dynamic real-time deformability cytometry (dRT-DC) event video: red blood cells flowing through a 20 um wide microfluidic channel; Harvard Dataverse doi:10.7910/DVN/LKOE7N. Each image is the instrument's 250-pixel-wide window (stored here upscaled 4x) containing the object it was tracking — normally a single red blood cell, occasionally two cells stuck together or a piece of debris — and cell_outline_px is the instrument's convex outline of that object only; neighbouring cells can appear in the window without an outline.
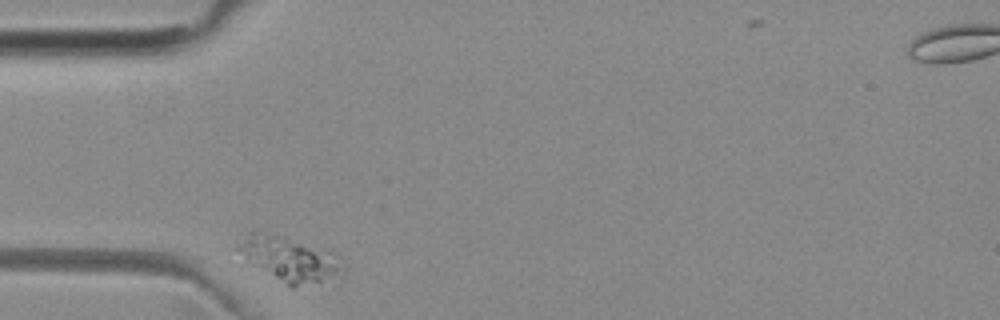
{"species": "common noctule bat (a hibernating species)", "species_latin": "Nyctalus noctula", "temperature_condition": "room temperature", "stored_images_in_passage": 32, "camera_frame_rate_fps": 3000, "um_per_image_px": 0.085, "animal": {"sex": "female", "body_mass_g": 29.2, "forearm_length_mm": 56.3}, "frame": {"image": 1, "passage_image": 2, "time_ms": 0.333, "image_size_px": [1000, 320], "cell_outline_px": [[344, 276], [340, 280], [292, 288], [244, 260], [232, 248], [252, 228], [336, 252], [344, 264]], "centroid_in_image_um": [24.64, 22.04], "position_along_channel_um": 60.4, "area_um2": 28.61}}
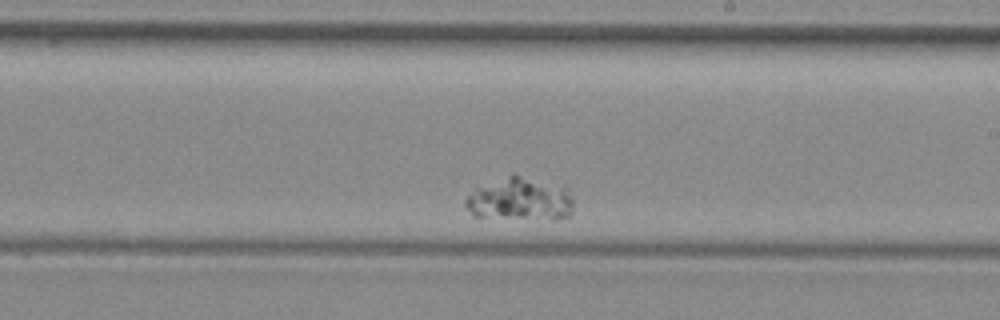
{"frame": {"image": 2, "passage_image": 20, "time_ms": 6.333, "image_size_px": [1000, 320], "cell_outline_px": [[572, 212], [568, 216], [556, 220], [552, 220], [472, 216], [464, 204], [464, 200], [476, 184], [512, 172], [568, 188], [572, 200]], "centroid_in_image_um": [44.12, 16.9], "position_along_channel_um": 244.9, "area_um2": 28.21}}
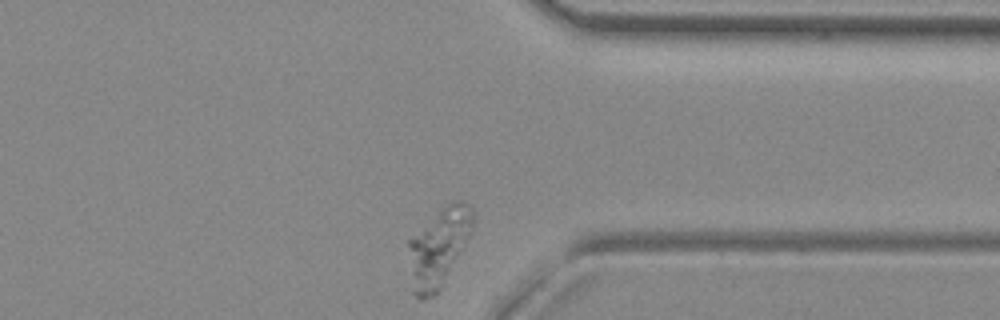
{"frame": {"image": 3, "passage_image": 32, "time_ms": 10.333, "image_size_px": [1000, 320], "cell_outline_px": [[472, 228], [440, 288], [432, 296], [424, 300], [420, 300], [412, 292], [408, 244], [408, 240], [412, 236], [452, 200], [464, 200], [472, 208]], "centroid_in_image_um": [37.24, 21.04], "position_along_channel_um": 374.2, "area_um2": 28.26}}